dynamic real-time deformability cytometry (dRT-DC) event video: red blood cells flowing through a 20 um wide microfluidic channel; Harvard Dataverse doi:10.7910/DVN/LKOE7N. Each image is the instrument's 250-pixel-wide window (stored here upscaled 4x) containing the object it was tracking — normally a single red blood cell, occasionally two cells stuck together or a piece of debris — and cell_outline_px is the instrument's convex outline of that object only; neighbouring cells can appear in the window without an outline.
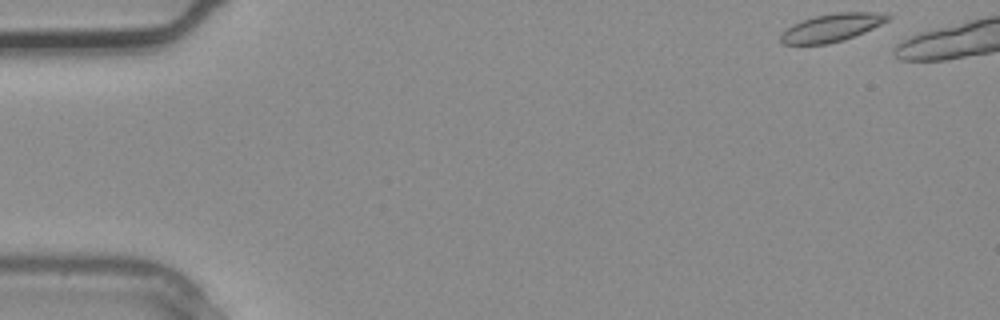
{"species": "common noctule bat (a hibernating species)", "species_latin": "Nyctalus noctula", "temperature_condition": "warm", "stored_images_in_passage": 3, "camera_frame_rate_fps": 3000, "um_per_image_px": 0.085, "animal": {"sex": "male", "body_mass_g": 20.4}, "frame": {"image": 1, "passage_image": 1, "time_ms": 0.0, "image_size_px": [1000, 320], "cell_outline_px": [[892, 16], [888, 20], [864, 32], [844, 40], [828, 44], [784, 44], [780, 40], [780, 36], [792, 24], [816, 16], [836, 12], [876, 12]], "centroid_in_image_um": [70.71, 2.35], "position_along_channel_um": 14.3, "area_um2": 17.11}}